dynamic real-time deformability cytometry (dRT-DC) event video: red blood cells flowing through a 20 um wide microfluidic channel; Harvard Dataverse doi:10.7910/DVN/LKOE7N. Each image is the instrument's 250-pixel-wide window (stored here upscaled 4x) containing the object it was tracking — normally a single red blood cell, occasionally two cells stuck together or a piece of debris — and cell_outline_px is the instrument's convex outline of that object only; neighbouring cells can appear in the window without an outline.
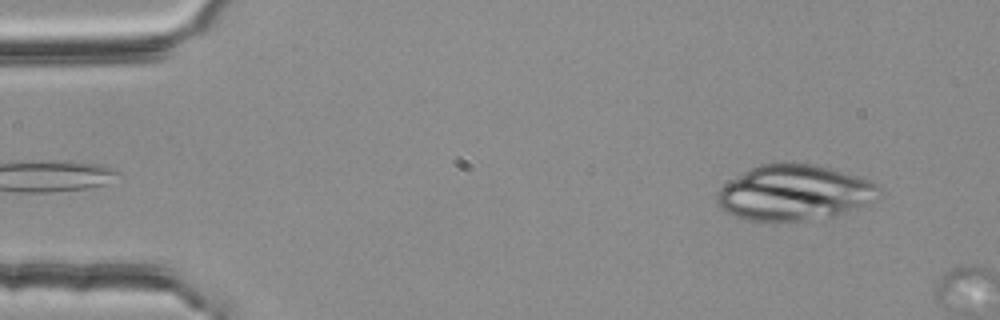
{"species": "common noctule bat (a hibernating species)", "species_latin": "Nyctalus noctula", "temperature_condition": "room temperature", "stored_images_in_passage": 4, "camera_frame_rate_fps": 3000, "um_per_image_px": 0.085, "animal": {"sex": "female", "body_mass_g": 25.1}, "frame": {"image": 1, "passage_image": 2, "time_ms": 0.333, "image_size_px": [1000, 320], "cell_outline_px": [[880, 188], [868, 200], [836, 216], [804, 220], [748, 220], [724, 212], [716, 204], [716, 196], [720, 188], [724, 184], [744, 172], [760, 164], [812, 164], [828, 168], [856, 176], [868, 180], [876, 184]], "centroid_in_image_um": [67.39, 16.39], "position_along_channel_um": 17.6, "area_um2": 50.81}}